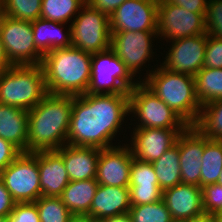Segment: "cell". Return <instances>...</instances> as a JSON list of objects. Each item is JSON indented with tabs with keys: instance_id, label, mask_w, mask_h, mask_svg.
Wrapping results in <instances>:
<instances>
[{
	"instance_id": "9a60e30c",
	"label": "cell",
	"mask_w": 222,
	"mask_h": 222,
	"mask_svg": "<svg viewBox=\"0 0 222 222\" xmlns=\"http://www.w3.org/2000/svg\"><path fill=\"white\" fill-rule=\"evenodd\" d=\"M186 128H135L132 147H129L134 158L154 162L175 145L181 132Z\"/></svg>"
},
{
	"instance_id": "30bf717a",
	"label": "cell",
	"mask_w": 222,
	"mask_h": 222,
	"mask_svg": "<svg viewBox=\"0 0 222 222\" xmlns=\"http://www.w3.org/2000/svg\"><path fill=\"white\" fill-rule=\"evenodd\" d=\"M0 36L11 65H41L43 54L34 44L32 21L13 19L1 13Z\"/></svg>"
},
{
	"instance_id": "ac0fdd59",
	"label": "cell",
	"mask_w": 222,
	"mask_h": 222,
	"mask_svg": "<svg viewBox=\"0 0 222 222\" xmlns=\"http://www.w3.org/2000/svg\"><path fill=\"white\" fill-rule=\"evenodd\" d=\"M162 199L172 219L190 221L205 215L200 186L180 183L163 191Z\"/></svg>"
},
{
	"instance_id": "3957f363",
	"label": "cell",
	"mask_w": 222,
	"mask_h": 222,
	"mask_svg": "<svg viewBox=\"0 0 222 222\" xmlns=\"http://www.w3.org/2000/svg\"><path fill=\"white\" fill-rule=\"evenodd\" d=\"M92 54L79 48L54 49L43 55L41 66L47 92L56 95H82L91 79Z\"/></svg>"
},
{
	"instance_id": "836d02e7",
	"label": "cell",
	"mask_w": 222,
	"mask_h": 222,
	"mask_svg": "<svg viewBox=\"0 0 222 222\" xmlns=\"http://www.w3.org/2000/svg\"><path fill=\"white\" fill-rule=\"evenodd\" d=\"M202 189V205L205 215L222 217V186L208 184Z\"/></svg>"
},
{
	"instance_id": "f35d334b",
	"label": "cell",
	"mask_w": 222,
	"mask_h": 222,
	"mask_svg": "<svg viewBox=\"0 0 222 222\" xmlns=\"http://www.w3.org/2000/svg\"><path fill=\"white\" fill-rule=\"evenodd\" d=\"M22 152L9 141L0 137V172L12 163Z\"/></svg>"
},
{
	"instance_id": "7dc6e473",
	"label": "cell",
	"mask_w": 222,
	"mask_h": 222,
	"mask_svg": "<svg viewBox=\"0 0 222 222\" xmlns=\"http://www.w3.org/2000/svg\"><path fill=\"white\" fill-rule=\"evenodd\" d=\"M0 222H10L8 216H1Z\"/></svg>"
},
{
	"instance_id": "b9f144b4",
	"label": "cell",
	"mask_w": 222,
	"mask_h": 222,
	"mask_svg": "<svg viewBox=\"0 0 222 222\" xmlns=\"http://www.w3.org/2000/svg\"><path fill=\"white\" fill-rule=\"evenodd\" d=\"M15 203L16 202L12 199L10 192L6 189L4 183L0 179V217L9 216Z\"/></svg>"
},
{
	"instance_id": "7bdbcfd3",
	"label": "cell",
	"mask_w": 222,
	"mask_h": 222,
	"mask_svg": "<svg viewBox=\"0 0 222 222\" xmlns=\"http://www.w3.org/2000/svg\"><path fill=\"white\" fill-rule=\"evenodd\" d=\"M94 222H132V220L129 213H125V214L105 218V219H102L101 221L94 220Z\"/></svg>"
},
{
	"instance_id": "e0dca14e",
	"label": "cell",
	"mask_w": 222,
	"mask_h": 222,
	"mask_svg": "<svg viewBox=\"0 0 222 222\" xmlns=\"http://www.w3.org/2000/svg\"><path fill=\"white\" fill-rule=\"evenodd\" d=\"M175 144L179 147L182 183L201 187L204 135L194 126H188L179 134Z\"/></svg>"
},
{
	"instance_id": "9c48e42d",
	"label": "cell",
	"mask_w": 222,
	"mask_h": 222,
	"mask_svg": "<svg viewBox=\"0 0 222 222\" xmlns=\"http://www.w3.org/2000/svg\"><path fill=\"white\" fill-rule=\"evenodd\" d=\"M0 179L16 203L35 202L41 197L38 151L22 152L0 172Z\"/></svg>"
},
{
	"instance_id": "d590c367",
	"label": "cell",
	"mask_w": 222,
	"mask_h": 222,
	"mask_svg": "<svg viewBox=\"0 0 222 222\" xmlns=\"http://www.w3.org/2000/svg\"><path fill=\"white\" fill-rule=\"evenodd\" d=\"M131 206L151 204L162 200L160 187H129Z\"/></svg>"
},
{
	"instance_id": "60d3db41",
	"label": "cell",
	"mask_w": 222,
	"mask_h": 222,
	"mask_svg": "<svg viewBox=\"0 0 222 222\" xmlns=\"http://www.w3.org/2000/svg\"><path fill=\"white\" fill-rule=\"evenodd\" d=\"M126 0H86V2L109 17Z\"/></svg>"
},
{
	"instance_id": "1f68e13d",
	"label": "cell",
	"mask_w": 222,
	"mask_h": 222,
	"mask_svg": "<svg viewBox=\"0 0 222 222\" xmlns=\"http://www.w3.org/2000/svg\"><path fill=\"white\" fill-rule=\"evenodd\" d=\"M132 222H171L172 216L162 200L151 204L131 206Z\"/></svg>"
},
{
	"instance_id": "d6a6232c",
	"label": "cell",
	"mask_w": 222,
	"mask_h": 222,
	"mask_svg": "<svg viewBox=\"0 0 222 222\" xmlns=\"http://www.w3.org/2000/svg\"><path fill=\"white\" fill-rule=\"evenodd\" d=\"M129 187H159L152 163L133 158Z\"/></svg>"
},
{
	"instance_id": "7c38bea8",
	"label": "cell",
	"mask_w": 222,
	"mask_h": 222,
	"mask_svg": "<svg viewBox=\"0 0 222 222\" xmlns=\"http://www.w3.org/2000/svg\"><path fill=\"white\" fill-rule=\"evenodd\" d=\"M111 34L110 49L134 77L154 53L151 39L153 36L157 38V31H122L111 32Z\"/></svg>"
},
{
	"instance_id": "ba28073f",
	"label": "cell",
	"mask_w": 222,
	"mask_h": 222,
	"mask_svg": "<svg viewBox=\"0 0 222 222\" xmlns=\"http://www.w3.org/2000/svg\"><path fill=\"white\" fill-rule=\"evenodd\" d=\"M140 119L137 128H187L189 125L142 81L129 91V113Z\"/></svg>"
},
{
	"instance_id": "f546056e",
	"label": "cell",
	"mask_w": 222,
	"mask_h": 222,
	"mask_svg": "<svg viewBox=\"0 0 222 222\" xmlns=\"http://www.w3.org/2000/svg\"><path fill=\"white\" fill-rule=\"evenodd\" d=\"M1 13L13 19L34 21L40 18L42 0H0Z\"/></svg>"
},
{
	"instance_id": "d6986e66",
	"label": "cell",
	"mask_w": 222,
	"mask_h": 222,
	"mask_svg": "<svg viewBox=\"0 0 222 222\" xmlns=\"http://www.w3.org/2000/svg\"><path fill=\"white\" fill-rule=\"evenodd\" d=\"M55 151L62 157L70 181L95 179L99 148L66 144Z\"/></svg>"
},
{
	"instance_id": "d4e9b609",
	"label": "cell",
	"mask_w": 222,
	"mask_h": 222,
	"mask_svg": "<svg viewBox=\"0 0 222 222\" xmlns=\"http://www.w3.org/2000/svg\"><path fill=\"white\" fill-rule=\"evenodd\" d=\"M159 187L162 191L182 183L179 147L175 144L159 159L152 162Z\"/></svg>"
},
{
	"instance_id": "8992f818",
	"label": "cell",
	"mask_w": 222,
	"mask_h": 222,
	"mask_svg": "<svg viewBox=\"0 0 222 222\" xmlns=\"http://www.w3.org/2000/svg\"><path fill=\"white\" fill-rule=\"evenodd\" d=\"M80 10L70 25L71 46L90 54L110 49V17L87 2Z\"/></svg>"
},
{
	"instance_id": "4fadbf2b",
	"label": "cell",
	"mask_w": 222,
	"mask_h": 222,
	"mask_svg": "<svg viewBox=\"0 0 222 222\" xmlns=\"http://www.w3.org/2000/svg\"><path fill=\"white\" fill-rule=\"evenodd\" d=\"M159 0H126L110 16V31H157Z\"/></svg>"
},
{
	"instance_id": "5b68a950",
	"label": "cell",
	"mask_w": 222,
	"mask_h": 222,
	"mask_svg": "<svg viewBox=\"0 0 222 222\" xmlns=\"http://www.w3.org/2000/svg\"><path fill=\"white\" fill-rule=\"evenodd\" d=\"M47 94L41 65H11L0 73V104L28 111Z\"/></svg>"
},
{
	"instance_id": "cb8c5ba5",
	"label": "cell",
	"mask_w": 222,
	"mask_h": 222,
	"mask_svg": "<svg viewBox=\"0 0 222 222\" xmlns=\"http://www.w3.org/2000/svg\"><path fill=\"white\" fill-rule=\"evenodd\" d=\"M98 185L96 179L69 181L59 197L74 216H86Z\"/></svg>"
},
{
	"instance_id": "2e32d148",
	"label": "cell",
	"mask_w": 222,
	"mask_h": 222,
	"mask_svg": "<svg viewBox=\"0 0 222 222\" xmlns=\"http://www.w3.org/2000/svg\"><path fill=\"white\" fill-rule=\"evenodd\" d=\"M133 158L128 145L100 149L96 181L106 186L129 187Z\"/></svg>"
},
{
	"instance_id": "603a6c76",
	"label": "cell",
	"mask_w": 222,
	"mask_h": 222,
	"mask_svg": "<svg viewBox=\"0 0 222 222\" xmlns=\"http://www.w3.org/2000/svg\"><path fill=\"white\" fill-rule=\"evenodd\" d=\"M64 24L42 18L32 21L34 44L43 55L54 49L71 46V28L62 34L61 27Z\"/></svg>"
},
{
	"instance_id": "4316f807",
	"label": "cell",
	"mask_w": 222,
	"mask_h": 222,
	"mask_svg": "<svg viewBox=\"0 0 222 222\" xmlns=\"http://www.w3.org/2000/svg\"><path fill=\"white\" fill-rule=\"evenodd\" d=\"M222 169V140L204 136V152L201 165V187L217 183Z\"/></svg>"
},
{
	"instance_id": "f1b7e54d",
	"label": "cell",
	"mask_w": 222,
	"mask_h": 222,
	"mask_svg": "<svg viewBox=\"0 0 222 222\" xmlns=\"http://www.w3.org/2000/svg\"><path fill=\"white\" fill-rule=\"evenodd\" d=\"M85 3L86 0H42L40 18L66 24Z\"/></svg>"
},
{
	"instance_id": "6da1fadb",
	"label": "cell",
	"mask_w": 222,
	"mask_h": 222,
	"mask_svg": "<svg viewBox=\"0 0 222 222\" xmlns=\"http://www.w3.org/2000/svg\"><path fill=\"white\" fill-rule=\"evenodd\" d=\"M128 114L129 94L73 96L67 144L99 149L112 147L110 141Z\"/></svg>"
},
{
	"instance_id": "ab89813d",
	"label": "cell",
	"mask_w": 222,
	"mask_h": 222,
	"mask_svg": "<svg viewBox=\"0 0 222 222\" xmlns=\"http://www.w3.org/2000/svg\"><path fill=\"white\" fill-rule=\"evenodd\" d=\"M167 3L183 7L187 11L206 14L207 0H165Z\"/></svg>"
},
{
	"instance_id": "8fae6325",
	"label": "cell",
	"mask_w": 222,
	"mask_h": 222,
	"mask_svg": "<svg viewBox=\"0 0 222 222\" xmlns=\"http://www.w3.org/2000/svg\"><path fill=\"white\" fill-rule=\"evenodd\" d=\"M207 33L205 14L190 12L183 7L158 1L157 37L176 40Z\"/></svg>"
},
{
	"instance_id": "7402d4cb",
	"label": "cell",
	"mask_w": 222,
	"mask_h": 222,
	"mask_svg": "<svg viewBox=\"0 0 222 222\" xmlns=\"http://www.w3.org/2000/svg\"><path fill=\"white\" fill-rule=\"evenodd\" d=\"M0 137L27 152L28 111L0 104Z\"/></svg>"
},
{
	"instance_id": "52a82bcc",
	"label": "cell",
	"mask_w": 222,
	"mask_h": 222,
	"mask_svg": "<svg viewBox=\"0 0 222 222\" xmlns=\"http://www.w3.org/2000/svg\"><path fill=\"white\" fill-rule=\"evenodd\" d=\"M91 69L89 94H129L138 84L111 49L92 54Z\"/></svg>"
},
{
	"instance_id": "e575fe53",
	"label": "cell",
	"mask_w": 222,
	"mask_h": 222,
	"mask_svg": "<svg viewBox=\"0 0 222 222\" xmlns=\"http://www.w3.org/2000/svg\"><path fill=\"white\" fill-rule=\"evenodd\" d=\"M205 25L208 35L222 38V0H207Z\"/></svg>"
},
{
	"instance_id": "7a4b0ae2",
	"label": "cell",
	"mask_w": 222,
	"mask_h": 222,
	"mask_svg": "<svg viewBox=\"0 0 222 222\" xmlns=\"http://www.w3.org/2000/svg\"><path fill=\"white\" fill-rule=\"evenodd\" d=\"M72 95L48 93L28 110L27 152L57 150L67 144Z\"/></svg>"
},
{
	"instance_id": "bcb514c9",
	"label": "cell",
	"mask_w": 222,
	"mask_h": 222,
	"mask_svg": "<svg viewBox=\"0 0 222 222\" xmlns=\"http://www.w3.org/2000/svg\"><path fill=\"white\" fill-rule=\"evenodd\" d=\"M69 222H94L89 216H73Z\"/></svg>"
},
{
	"instance_id": "484cf974",
	"label": "cell",
	"mask_w": 222,
	"mask_h": 222,
	"mask_svg": "<svg viewBox=\"0 0 222 222\" xmlns=\"http://www.w3.org/2000/svg\"><path fill=\"white\" fill-rule=\"evenodd\" d=\"M194 77L201 106L222 99V69L203 67Z\"/></svg>"
},
{
	"instance_id": "c3c4849f",
	"label": "cell",
	"mask_w": 222,
	"mask_h": 222,
	"mask_svg": "<svg viewBox=\"0 0 222 222\" xmlns=\"http://www.w3.org/2000/svg\"><path fill=\"white\" fill-rule=\"evenodd\" d=\"M221 170H222V169H221ZM217 183H218L220 186H222V171H221V173H220V176H219V179H218Z\"/></svg>"
},
{
	"instance_id": "83f0119b",
	"label": "cell",
	"mask_w": 222,
	"mask_h": 222,
	"mask_svg": "<svg viewBox=\"0 0 222 222\" xmlns=\"http://www.w3.org/2000/svg\"><path fill=\"white\" fill-rule=\"evenodd\" d=\"M193 126L208 139L222 140V99L201 106Z\"/></svg>"
},
{
	"instance_id": "f6af8a7d",
	"label": "cell",
	"mask_w": 222,
	"mask_h": 222,
	"mask_svg": "<svg viewBox=\"0 0 222 222\" xmlns=\"http://www.w3.org/2000/svg\"><path fill=\"white\" fill-rule=\"evenodd\" d=\"M190 222H222V217L212 216V215H203L199 218L190 220Z\"/></svg>"
},
{
	"instance_id": "ffe728a7",
	"label": "cell",
	"mask_w": 222,
	"mask_h": 222,
	"mask_svg": "<svg viewBox=\"0 0 222 222\" xmlns=\"http://www.w3.org/2000/svg\"><path fill=\"white\" fill-rule=\"evenodd\" d=\"M131 208L129 187L98 185L86 216L96 221L129 213Z\"/></svg>"
},
{
	"instance_id": "8d00e7d4",
	"label": "cell",
	"mask_w": 222,
	"mask_h": 222,
	"mask_svg": "<svg viewBox=\"0 0 222 222\" xmlns=\"http://www.w3.org/2000/svg\"><path fill=\"white\" fill-rule=\"evenodd\" d=\"M203 67L222 69V38L207 34V45Z\"/></svg>"
},
{
	"instance_id": "74e56055",
	"label": "cell",
	"mask_w": 222,
	"mask_h": 222,
	"mask_svg": "<svg viewBox=\"0 0 222 222\" xmlns=\"http://www.w3.org/2000/svg\"><path fill=\"white\" fill-rule=\"evenodd\" d=\"M8 218L10 222H40L38 208L34 202L15 203Z\"/></svg>"
},
{
	"instance_id": "ee69618b",
	"label": "cell",
	"mask_w": 222,
	"mask_h": 222,
	"mask_svg": "<svg viewBox=\"0 0 222 222\" xmlns=\"http://www.w3.org/2000/svg\"><path fill=\"white\" fill-rule=\"evenodd\" d=\"M10 66L11 64L9 63L5 55L3 43L1 41V36H0V73L4 70H7Z\"/></svg>"
},
{
	"instance_id": "5bb4252c",
	"label": "cell",
	"mask_w": 222,
	"mask_h": 222,
	"mask_svg": "<svg viewBox=\"0 0 222 222\" xmlns=\"http://www.w3.org/2000/svg\"><path fill=\"white\" fill-rule=\"evenodd\" d=\"M162 67L168 71L195 76L203 68L207 33L172 41Z\"/></svg>"
},
{
	"instance_id": "44dd1931",
	"label": "cell",
	"mask_w": 222,
	"mask_h": 222,
	"mask_svg": "<svg viewBox=\"0 0 222 222\" xmlns=\"http://www.w3.org/2000/svg\"><path fill=\"white\" fill-rule=\"evenodd\" d=\"M41 196L59 197L69 183L62 157L55 151H38Z\"/></svg>"
},
{
	"instance_id": "681fc988",
	"label": "cell",
	"mask_w": 222,
	"mask_h": 222,
	"mask_svg": "<svg viewBox=\"0 0 222 222\" xmlns=\"http://www.w3.org/2000/svg\"><path fill=\"white\" fill-rule=\"evenodd\" d=\"M171 222H190L188 220L172 219Z\"/></svg>"
},
{
	"instance_id": "4dcf8cb0",
	"label": "cell",
	"mask_w": 222,
	"mask_h": 222,
	"mask_svg": "<svg viewBox=\"0 0 222 222\" xmlns=\"http://www.w3.org/2000/svg\"><path fill=\"white\" fill-rule=\"evenodd\" d=\"M34 203L38 208L40 222H69L74 216L60 197L41 196Z\"/></svg>"
},
{
	"instance_id": "277c9868",
	"label": "cell",
	"mask_w": 222,
	"mask_h": 222,
	"mask_svg": "<svg viewBox=\"0 0 222 222\" xmlns=\"http://www.w3.org/2000/svg\"><path fill=\"white\" fill-rule=\"evenodd\" d=\"M160 66L147 73L143 83L189 126H193L201 109L196 96L195 77L174 73Z\"/></svg>"
}]
</instances>
